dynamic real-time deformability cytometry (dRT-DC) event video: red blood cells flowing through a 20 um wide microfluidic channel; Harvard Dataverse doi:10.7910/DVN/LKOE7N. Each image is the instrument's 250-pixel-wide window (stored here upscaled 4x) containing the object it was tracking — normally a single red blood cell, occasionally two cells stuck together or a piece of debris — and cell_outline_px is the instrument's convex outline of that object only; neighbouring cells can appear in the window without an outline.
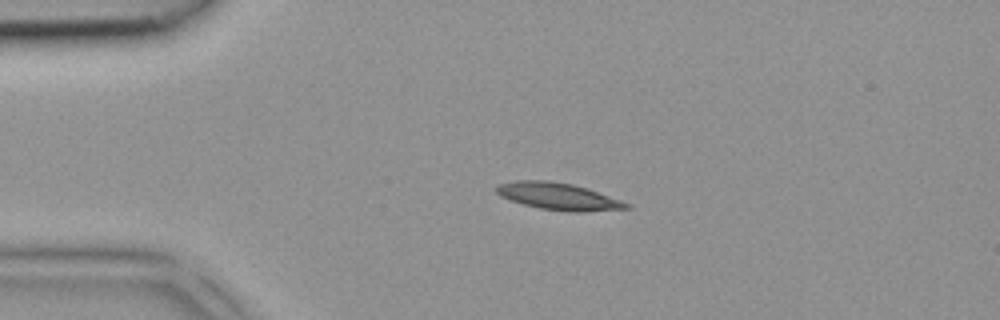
{"species": "common noctule bat (a hibernating species)", "species_latin": "Nyctalus noctula", "temperature_condition": "room temperature", "stored_images_in_passage": 34, "camera_frame_rate_fps": 3000, "um_per_image_px": 0.085, "animal": {"sex": "female", "body_mass_g": 18.4}, "frame": {"image": 1, "passage_image": 1, "time_ms": 0.0, "image_size_px": [1000, 320], "cell_outline_px": [[632, 208], [584, 212], [568, 212], [540, 208], [524, 204], [500, 196], [496, 192], [496, 184], [516, 180], [548, 180], [572, 184], [588, 188], [632, 204]], "centroid_in_image_um": [47.49, 16.69], "position_along_channel_um": 37.5, "area_um2": 20.63}}
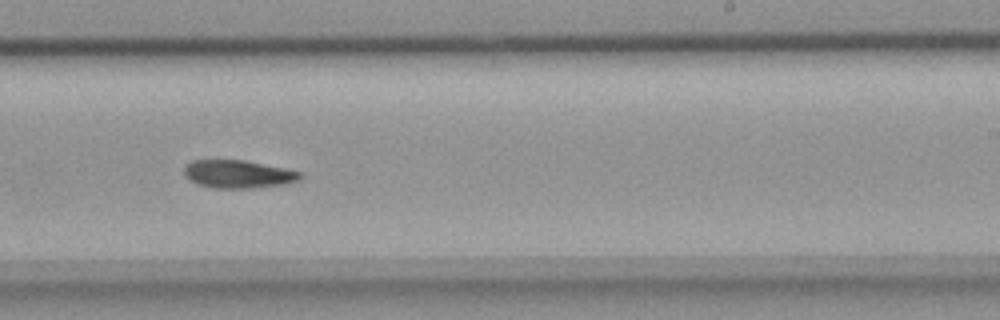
{"frame": {"image": 2, "passage_image": 18, "time_ms": 5.667, "image_size_px": [1000, 320], "cell_outline_px": [[304, 176], [300, 180], [284, 184], [256, 188], [212, 188], [196, 184], [188, 180], [184, 172], [184, 164], [192, 160], [244, 160], [284, 168], [300, 172]], "centroid_in_image_um": [20.21, 14.8], "position_along_channel_um": 268.8, "area_um2": 19.13}}
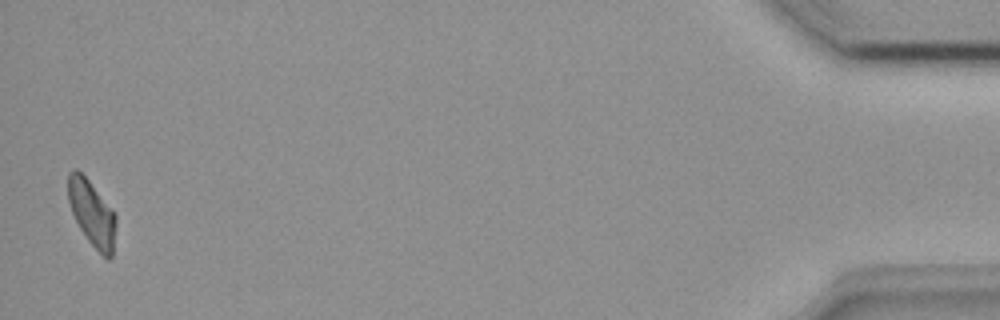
{"frame": {"image": 3, "passage_image": 34, "time_ms": 11.0, "image_size_px": [1000, 320], "cell_outline_px": [[116, 224], [112, 256], [108, 260], [88, 240], [80, 228], [72, 212], [68, 200], [68, 172], [72, 168], [76, 168], [88, 180], [116, 216]], "centroid_in_image_um": [7.79, 18.12], "position_along_channel_um": 427.4, "area_um2": 17.8}}